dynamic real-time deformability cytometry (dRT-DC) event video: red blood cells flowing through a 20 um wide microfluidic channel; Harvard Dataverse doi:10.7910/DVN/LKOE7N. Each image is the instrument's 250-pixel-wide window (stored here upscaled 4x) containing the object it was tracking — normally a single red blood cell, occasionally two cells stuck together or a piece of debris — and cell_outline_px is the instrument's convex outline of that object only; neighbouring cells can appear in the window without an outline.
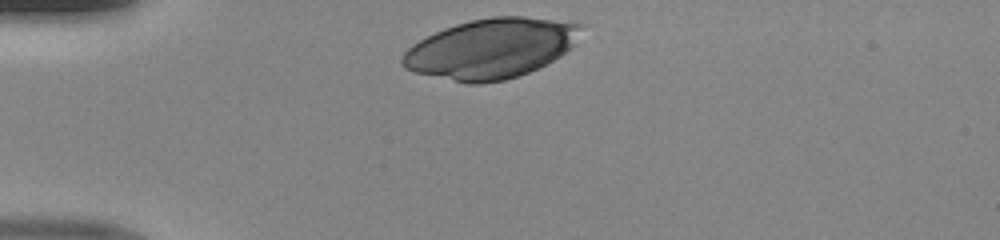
{"species": "human", "species_latin": "Homo sapiens", "temperature_condition": "room temperature", "stored_images_in_passage": 28, "camera_frame_rate_fps": 3000, "um_per_image_px": 0.085, "donor": {"sex": "male"}, "frame": {"image": 1, "passage_image": 1, "time_ms": 0.0, "image_size_px": [1000, 240], "cell_outline_px": [[584, 24], [576, 44], [560, 56], [528, 72], [504, 80], [480, 84], [468, 84], [412, 72], [404, 68], [400, 64], [400, 60], [404, 52], [412, 44], [444, 28], [456, 24], [472, 20], [492, 16], [524, 16]], "centroid_in_image_um": [41.71, 4.12], "position_along_channel_um": 43.3, "area_um2": 62.25}}